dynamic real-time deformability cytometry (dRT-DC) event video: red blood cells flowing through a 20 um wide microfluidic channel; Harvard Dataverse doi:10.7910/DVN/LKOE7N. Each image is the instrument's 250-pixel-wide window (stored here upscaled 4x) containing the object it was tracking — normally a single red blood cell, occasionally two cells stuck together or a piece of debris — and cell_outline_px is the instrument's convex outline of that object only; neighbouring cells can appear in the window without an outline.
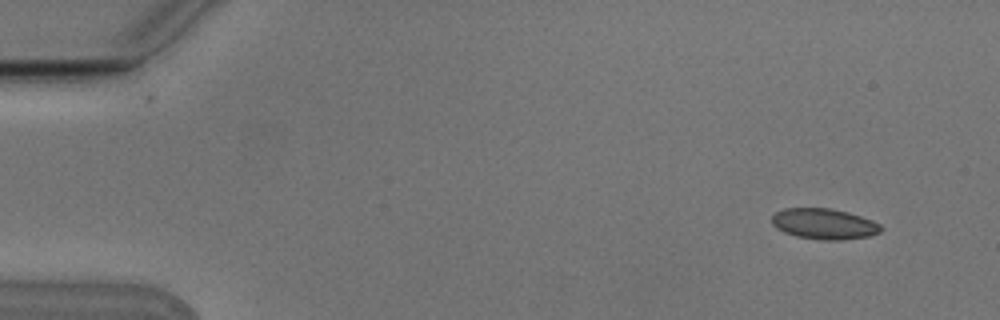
{"species": "Egyptian fruit bat (a non-hibernating species)", "species_latin": "Rousettus aegyptiacus", "temperature_condition": "cold", "stored_images_in_passage": 5, "camera_frame_rate_fps": 3000, "um_per_image_px": 0.085, "animal": {"sex": "male"}, "frame": {"image": 1, "passage_image": 1, "time_ms": 0.0, "image_size_px": [1000, 320], "cell_outline_px": [[884, 228], [880, 232], [872, 236], [840, 240], [824, 240], [796, 236], [784, 232], [776, 228], [772, 224], [772, 216], [776, 212], [784, 208], [832, 208], [848, 212], [872, 220], [880, 224]], "centroid_in_image_um": [70.07, 19.03], "position_along_channel_um": 14.9, "area_um2": 19.65}}
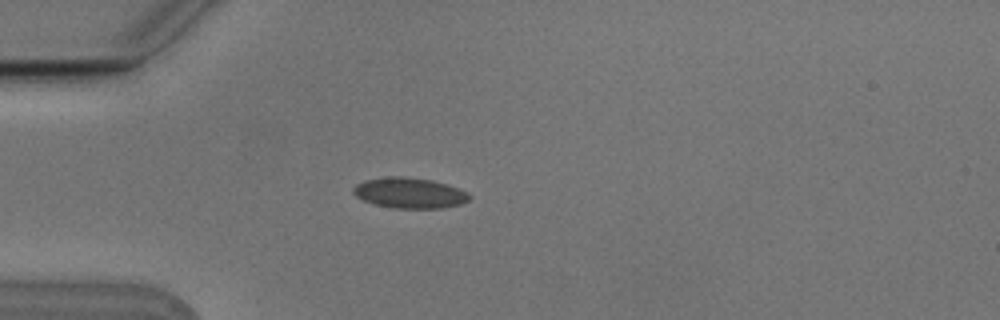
{"frame": {"image": 2, "passage_image": 4, "time_ms": 1.0, "image_size_px": [1000, 320], "cell_outline_px": [[472, 196], [468, 200], [460, 204], [444, 208], [392, 208], [376, 204], [364, 200], [356, 196], [352, 192], [352, 188], [356, 184], [364, 180], [388, 176], [404, 176], [432, 180], [460, 188], [468, 192]], "centroid_in_image_um": [34.82, 16.39], "position_along_channel_um": 50.2, "area_um2": 20.81}}